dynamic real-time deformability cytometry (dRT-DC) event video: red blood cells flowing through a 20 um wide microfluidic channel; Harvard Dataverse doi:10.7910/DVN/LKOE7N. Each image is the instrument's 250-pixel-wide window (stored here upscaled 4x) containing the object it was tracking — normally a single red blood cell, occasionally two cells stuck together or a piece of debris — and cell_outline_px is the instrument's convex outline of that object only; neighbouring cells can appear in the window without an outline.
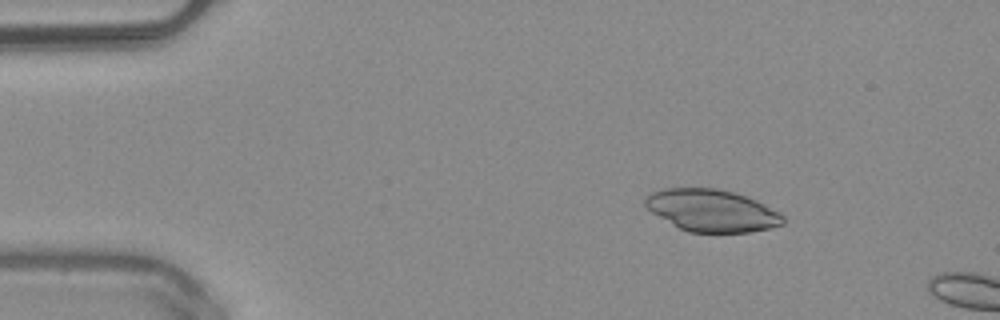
{"species": "common noctule bat (a hibernating species)", "species_latin": "Nyctalus noctula", "temperature_condition": "warm", "stored_images_in_passage": 11, "camera_frame_rate_fps": 3000, "um_per_image_px": 0.085, "animal": {"sex": "male", "body_mass_g": 20.4}, "frame": {"image": 1, "passage_image": 8, "time_ms": 2.333, "image_size_px": [1000, 320], "cell_outline_px": [[784, 224], [768, 228], [748, 232], [688, 232], [680, 228], [652, 212], [644, 204], [644, 200], [652, 192], [664, 188], [716, 188], [732, 192], [756, 200], [764, 204], [784, 216]], "centroid_in_image_um": [60.5, 17.89], "position_along_channel_um": 24.5, "area_um2": 33.35}}